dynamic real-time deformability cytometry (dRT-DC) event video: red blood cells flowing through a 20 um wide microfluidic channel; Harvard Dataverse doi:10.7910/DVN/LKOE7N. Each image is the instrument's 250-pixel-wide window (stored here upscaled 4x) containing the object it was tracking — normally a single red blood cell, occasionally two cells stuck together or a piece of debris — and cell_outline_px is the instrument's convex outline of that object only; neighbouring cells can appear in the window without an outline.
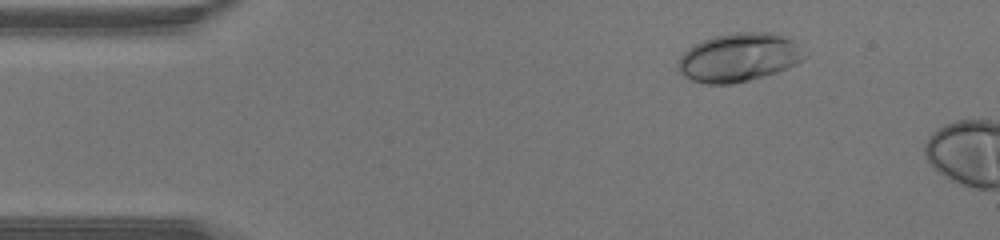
{"species": "human", "species_latin": "Homo sapiens", "temperature_condition": "warm", "stored_images_in_passage": 9, "camera_frame_rate_fps": 3000, "um_per_image_px": 0.085, "donor": {"sex": "male"}, "frame": {"image": 1, "passage_image": 6, "time_ms": 1.667, "image_size_px": [1000, 240], "cell_outline_px": [[808, 56], [796, 64], [776, 72], [764, 76], [732, 84], [704, 84], [692, 80], [684, 76], [676, 68], [676, 60], [688, 48], [712, 36], [736, 32], [772, 32], [788, 36]], "centroid_in_image_um": [62.78, 4.88], "position_along_channel_um": 22.2, "area_um2": 35.95}}